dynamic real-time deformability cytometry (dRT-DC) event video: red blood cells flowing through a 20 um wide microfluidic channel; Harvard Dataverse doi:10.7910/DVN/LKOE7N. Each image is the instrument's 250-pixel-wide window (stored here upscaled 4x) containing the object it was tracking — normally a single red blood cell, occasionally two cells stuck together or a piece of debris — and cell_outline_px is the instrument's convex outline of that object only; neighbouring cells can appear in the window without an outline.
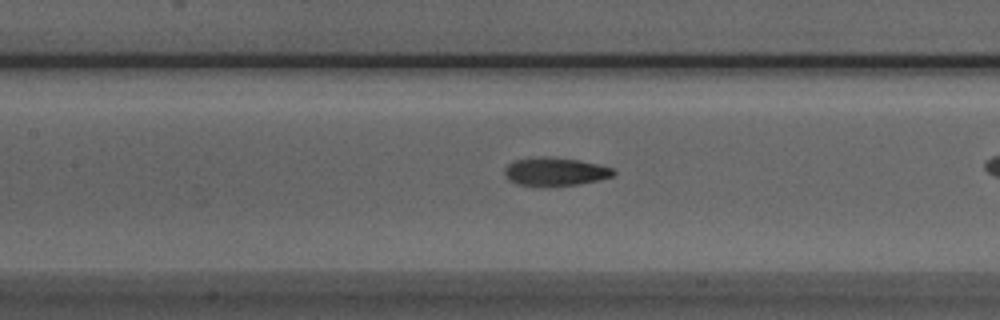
{"species": "Egyptian fruit bat (a non-hibernating species)", "species_latin": "Rousettus aegyptiacus", "temperature_condition": "room temperature", "stored_images_in_passage": 40, "camera_frame_rate_fps": 3000, "um_per_image_px": 0.085, "animal": {"sex": "male"}, "frame": {"image": 1, "passage_image": 23, "time_ms": 7.333, "image_size_px": [1000, 320], "cell_outline_px": [[616, 172], [612, 176], [580, 184], [548, 188], [544, 188], [516, 184], [508, 180], [504, 176], [504, 168], [512, 160], [540, 156], [576, 160], [596, 164], [612, 168]], "centroid_in_image_um": [47.09, 14.62], "position_along_channel_um": 160.3, "area_um2": 18.32}}
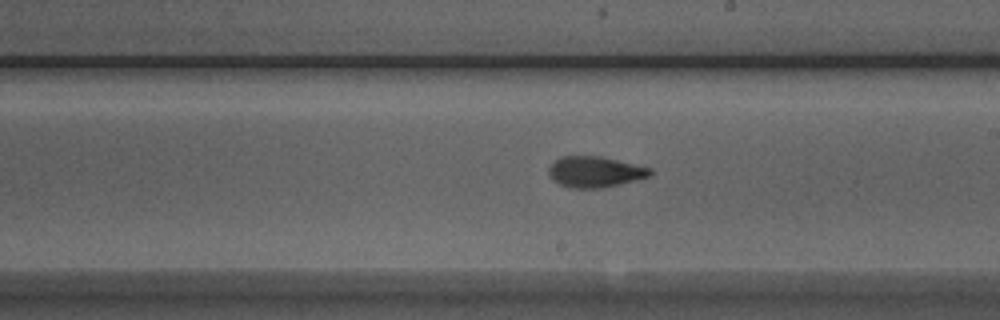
{"frame": {"image": 2, "passage_image": 29, "time_ms": 9.333, "image_size_px": [1000, 320], "cell_outline_px": [[652, 172], [648, 176], [636, 180], [600, 188], [568, 188], [560, 184], [548, 172], [548, 168], [560, 156], [600, 156], [652, 168]], "centroid_in_image_um": [50.57, 14.6], "position_along_channel_um": 238.4, "area_um2": 17.98}}